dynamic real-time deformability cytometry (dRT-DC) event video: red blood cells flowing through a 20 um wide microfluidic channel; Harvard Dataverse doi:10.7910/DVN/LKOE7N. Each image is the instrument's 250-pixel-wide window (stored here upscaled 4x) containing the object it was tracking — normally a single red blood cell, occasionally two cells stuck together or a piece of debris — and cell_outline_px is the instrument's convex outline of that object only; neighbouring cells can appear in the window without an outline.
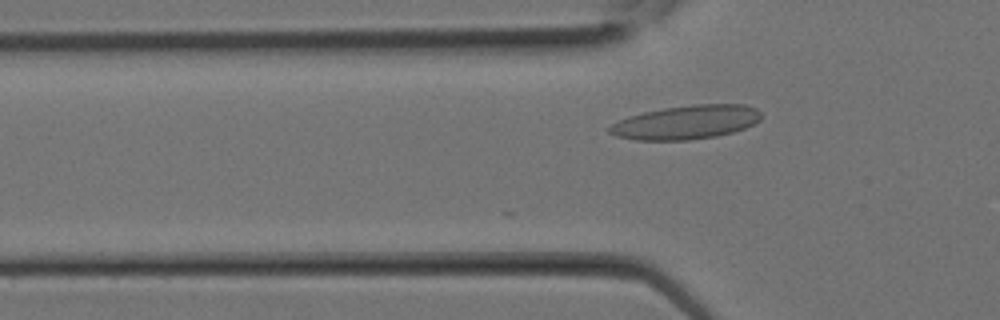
{"species": "Egyptian fruit bat (a non-hibernating species)", "species_latin": "Rousettus aegyptiacus", "temperature_condition": "room temperature", "stored_images_in_passage": 24, "camera_frame_rate_fps": 3000, "um_per_image_px": 0.085, "animal": {"sex": "female"}, "frame": {"image": 1, "passage_image": 7, "time_ms": 2.0, "image_size_px": [1000, 320], "cell_outline_px": [[764, 116], [760, 120], [744, 128], [732, 132], [716, 136], [688, 140], [636, 140], [616, 136], [608, 132], [608, 128], [612, 124], [628, 116], [644, 112], [664, 108], [692, 104], [744, 104], [756, 108]], "centroid_in_image_um": [58.34, 10.39], "position_along_channel_um": 67.5, "area_um2": 29.94}}
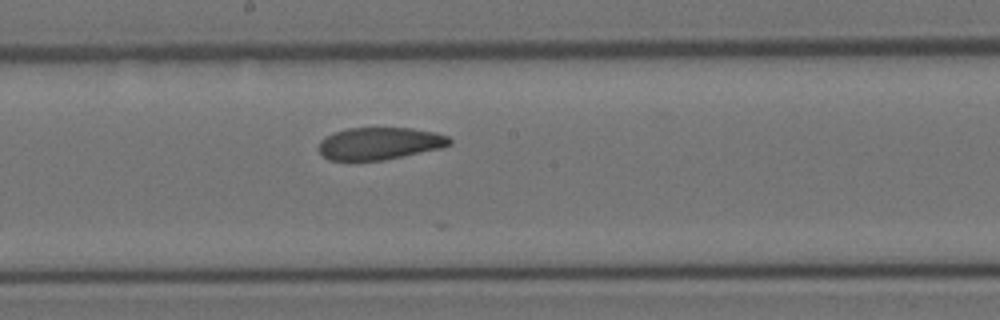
{"frame": {"image": 2, "passage_image": 13, "time_ms": 4.0, "image_size_px": [1000, 320], "cell_outline_px": [[452, 144], [440, 148], [384, 160], [328, 160], [320, 152], [320, 140], [336, 132], [348, 128], [412, 128], [436, 132], [448, 136], [452, 140]], "centroid_in_image_um": [32.31, 12.19], "position_along_channel_um": 215.9, "area_um2": 24.39}}
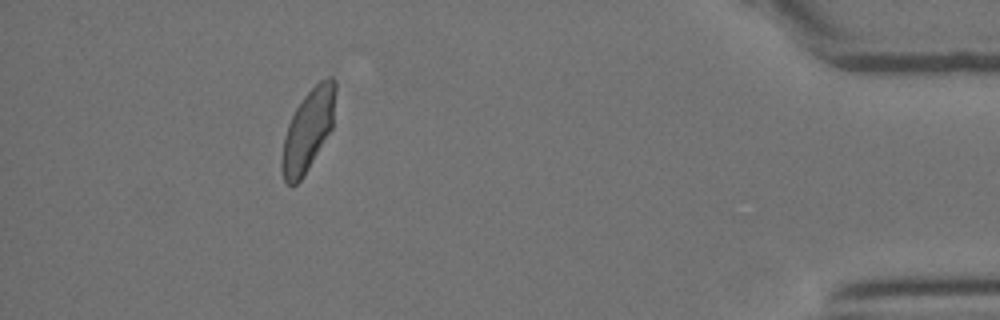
{"frame": {"image": 3, "passage_image": 23, "time_ms": 7.333, "image_size_px": [1000, 320], "cell_outline_px": [[336, 92], [332, 128], [304, 176], [292, 188], [284, 180], [280, 168], [280, 164], [284, 136], [288, 124], [296, 108], [304, 96], [320, 80], [328, 76], [332, 76], [336, 80]], "centroid_in_image_um": [26.18, 11.07], "position_along_channel_um": 409.0, "area_um2": 25.55}}